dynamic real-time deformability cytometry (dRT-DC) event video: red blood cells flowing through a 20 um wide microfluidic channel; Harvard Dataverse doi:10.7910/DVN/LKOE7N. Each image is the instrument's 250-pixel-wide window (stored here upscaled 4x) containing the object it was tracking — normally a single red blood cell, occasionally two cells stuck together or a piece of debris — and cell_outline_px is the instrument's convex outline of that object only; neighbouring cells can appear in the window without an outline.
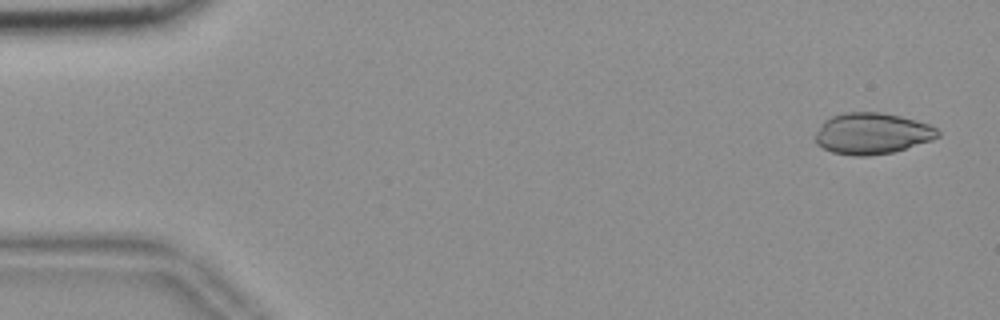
{"species": "common noctule bat (a hibernating species)", "species_latin": "Nyctalus noctula", "temperature_condition": "room temperature", "stored_images_in_passage": 56, "camera_frame_rate_fps": 3000, "um_per_image_px": 0.085, "animal": {"sex": "female", "body_mass_g": 18.4}, "frame": {"image": 1, "passage_image": 3, "time_ms": 0.667, "image_size_px": [1000, 320], "cell_outline_px": [[940, 136], [932, 140], [892, 152], [868, 156], [856, 156], [832, 152], [816, 144], [816, 132], [824, 120], [832, 116], [844, 112], [880, 112], [900, 116], [916, 120], [928, 124], [936, 128], [940, 132]], "centroid_in_image_um": [74.12, 11.34], "position_along_channel_um": 10.9, "area_um2": 29.36}}
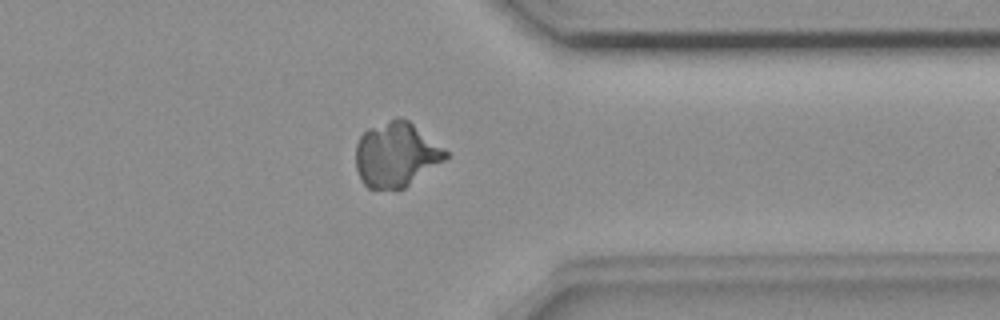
{"frame": {"image": 2, "passage_image": 44, "time_ms": 14.333, "image_size_px": [1000, 320], "cell_outline_px": [[448, 156], [444, 160], [404, 188], [368, 188], [360, 180], [356, 168], [356, 144], [360, 136], [368, 128], [396, 116], [400, 116], [408, 120], [448, 152]], "centroid_in_image_um": [33.63, 13.12], "position_along_channel_um": 377.8, "area_um2": 33.58}}
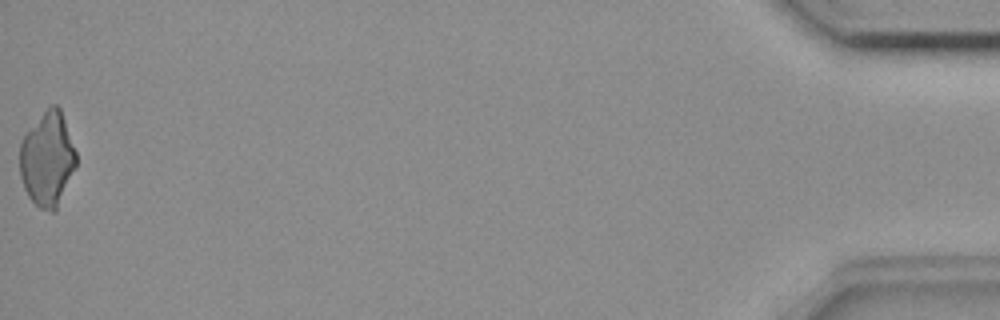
{"frame": {"image": 3, "passage_image": 56, "time_ms": 18.333, "image_size_px": [1000, 320], "cell_outline_px": [[76, 164], [56, 212], [52, 212], [40, 208], [28, 196], [24, 188], [20, 176], [20, 144], [24, 136], [44, 112], [52, 104], [56, 104], [60, 108], [76, 152]], "centroid_in_image_um": [4.03, 13.56], "position_along_channel_um": 431.2, "area_um2": 30.52}}